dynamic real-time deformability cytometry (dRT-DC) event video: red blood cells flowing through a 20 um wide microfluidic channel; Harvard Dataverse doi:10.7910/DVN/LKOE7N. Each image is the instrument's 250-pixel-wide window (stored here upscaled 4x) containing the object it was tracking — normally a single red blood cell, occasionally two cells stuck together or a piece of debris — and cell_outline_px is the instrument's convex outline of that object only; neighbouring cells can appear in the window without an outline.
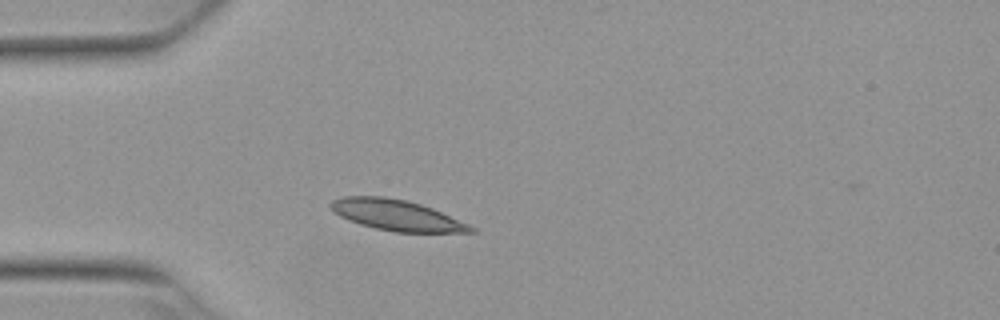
{"species": "Egyptian fruit bat (a non-hibernating species)", "species_latin": "Rousettus aegyptiacus", "temperature_condition": "warm", "stored_images_in_passage": 44, "camera_frame_rate_fps": 3000, "um_per_image_px": 0.085, "animal": {"sex": "female"}, "frame": {"image": 1, "passage_image": 10, "time_ms": 3.0, "image_size_px": [1000, 320], "cell_outline_px": [[476, 232], [396, 232], [376, 228], [360, 224], [348, 220], [332, 212], [328, 204], [332, 200], [344, 196], [384, 196], [408, 200], [432, 208], [468, 224], [476, 228]], "centroid_in_image_um": [33.66, 18.28], "position_along_channel_um": 51.3, "area_um2": 25.09}}
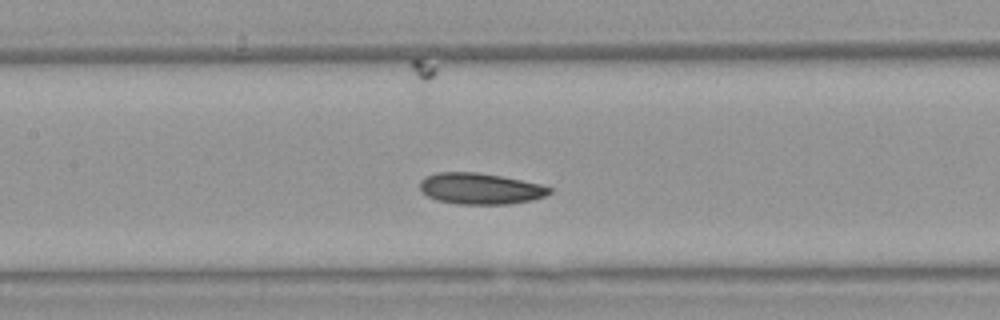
{"frame": {"image": 2, "passage_image": 20, "time_ms": 6.333, "image_size_px": [1000, 320], "cell_outline_px": [[552, 192], [544, 196], [532, 200], [508, 204], [460, 204], [436, 200], [428, 196], [420, 188], [420, 180], [424, 176], [436, 172], [476, 172], [500, 176], [540, 184], [552, 188]], "centroid_in_image_um": [40.8, 16.03], "position_along_channel_um": 166.6, "area_um2": 23.47}}
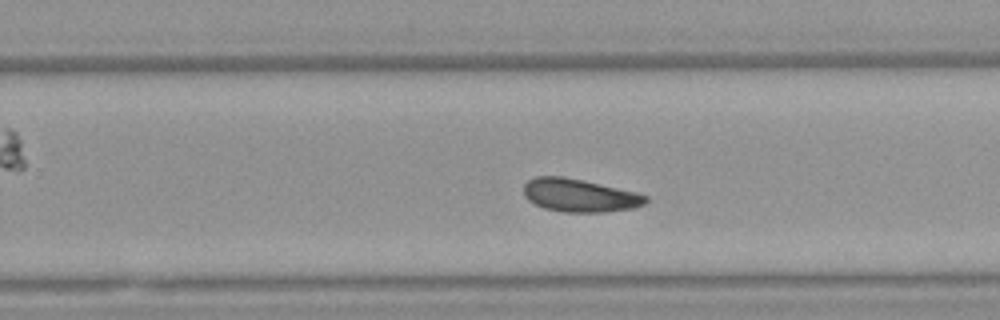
{"frame": {"image": 3, "passage_image": 29, "time_ms": 9.333, "image_size_px": [1000, 320], "cell_outline_px": [[648, 200], [644, 204], [632, 208], [604, 212], [564, 212], [544, 208], [528, 200], [524, 196], [524, 184], [528, 180], [536, 176], [564, 176], [584, 180], [636, 192], [648, 196]], "centroid_in_image_um": [49.25, 16.6], "position_along_channel_um": 280.6, "area_um2": 23.52}, "authors_computed_cell_mechanics": {"area_um2": 23.2934, "velocity_mm_per_s": 3.8138, "shape_relaxation_time_tau1_ms": 3.354, "shape_relaxation_time_tau2_ms": null, "deformation_change_tau1": 0.0941, "deformation_change_tau2": null}}